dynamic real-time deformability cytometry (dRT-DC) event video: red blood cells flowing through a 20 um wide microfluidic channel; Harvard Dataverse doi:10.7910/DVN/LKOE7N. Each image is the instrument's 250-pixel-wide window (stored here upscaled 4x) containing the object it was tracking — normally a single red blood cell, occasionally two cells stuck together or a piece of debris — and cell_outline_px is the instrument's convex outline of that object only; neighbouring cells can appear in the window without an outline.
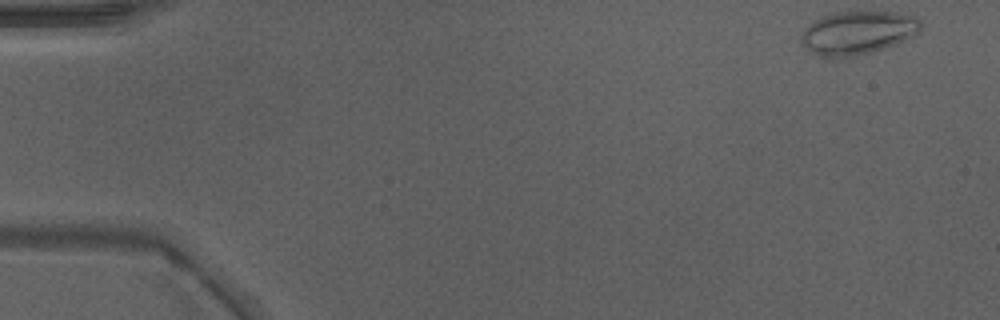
{"species": "Egyptian fruit bat (a non-hibernating species)", "species_latin": "Rousettus aegyptiacus", "temperature_condition": "warm", "stored_images_in_passage": 46, "camera_frame_rate_fps": 3000, "um_per_image_px": 0.085, "animal": {"sex": "male"}, "frame": {"image": 1, "passage_image": 1, "time_ms": 0.0, "image_size_px": [1000, 320], "cell_outline_px": [[924, 24], [920, 32], [896, 44], [884, 48], [852, 56], [820, 56], [812, 52], [800, 44], [800, 36], [804, 28], [812, 20], [820, 16], [836, 12], [892, 12], [916, 16]], "centroid_in_image_um": [72.9, 2.75], "position_along_channel_um": 12.1, "area_um2": 30.23}}
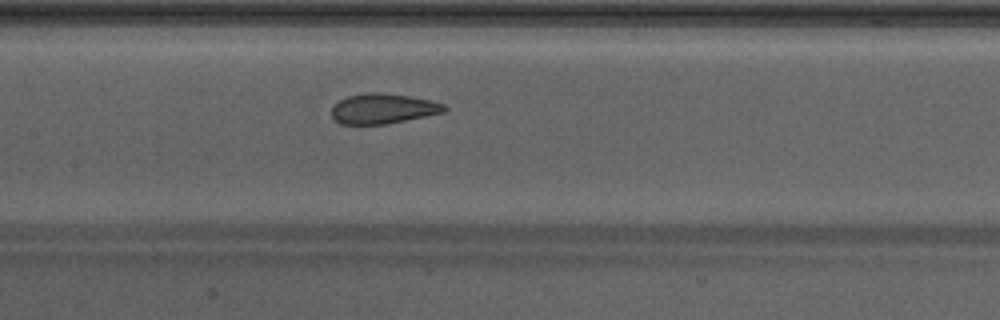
{"frame": {"image": 2, "passage_image": 22, "time_ms": 7.0, "image_size_px": [1000, 320], "cell_outline_px": [[448, 108], [444, 112], [384, 124], [340, 124], [332, 116], [332, 104], [348, 96], [368, 92], [380, 92], [408, 96], [428, 100], [444, 104]], "centroid_in_image_um": [32.52, 9.23], "position_along_channel_um": 174.9, "area_um2": 19.54}}
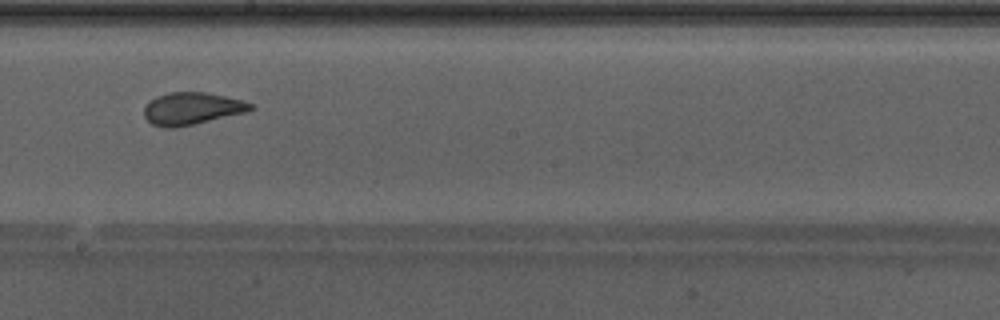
{"frame": {"image": 3, "passage_image": 26, "time_ms": 8.333, "image_size_px": [1000, 320], "cell_outline_px": [[256, 108], [248, 112], [192, 124], [172, 128], [164, 128], [152, 124], [144, 116], [144, 108], [156, 96], [168, 92], [204, 92], [244, 100], [252, 104]], "centroid_in_image_um": [16.34, 9.22], "position_along_channel_um": 231.9, "area_um2": 19.94}, "authors_computed_cell_mechanics": {"area_um2": 20.7502, "velocity_mm_per_s": 4.2914, "shape_relaxation_time_tau1_ms": 5.5411, "shape_relaxation_time_tau2_ms": 0.916, "deformation_change_tau1": 0.167, "deformation_change_tau2": 0.0458}}